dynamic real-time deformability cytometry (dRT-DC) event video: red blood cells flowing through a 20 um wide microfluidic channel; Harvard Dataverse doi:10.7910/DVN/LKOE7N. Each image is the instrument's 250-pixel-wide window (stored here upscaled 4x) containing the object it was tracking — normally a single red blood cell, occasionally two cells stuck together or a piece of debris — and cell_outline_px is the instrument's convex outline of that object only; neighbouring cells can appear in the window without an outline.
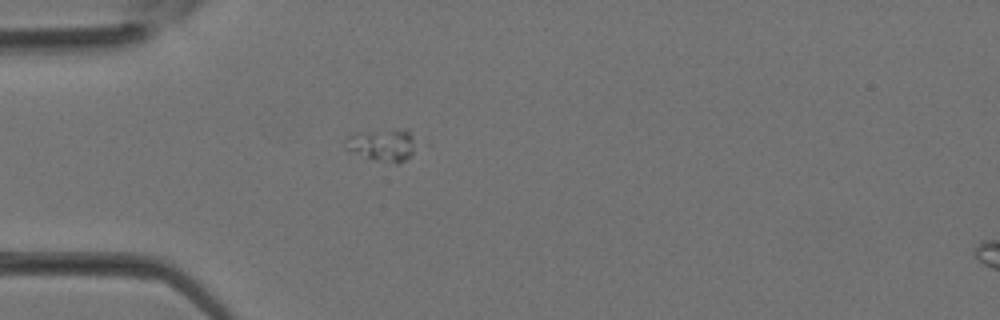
{"species": "Egyptian fruit bat (a non-hibernating species)", "species_latin": "Rousettus aegyptiacus", "temperature_condition": "room temperature", "stored_images_in_passage": 24, "camera_frame_rate_fps": 3000, "um_per_image_px": 0.085, "animal": {"sex": "female"}, "frame": {"image": 1, "passage_image": 1, "time_ms": 0.0, "image_size_px": [1000, 320], "cell_outline_px": [[420, 144], [404, 160], [396, 164], [372, 160], [344, 148], [348, 136], [360, 132], [392, 128], [408, 128]], "centroid_in_image_um": [32.59, 12.29], "position_along_channel_um": 52.4, "area_um2": 13.81}}
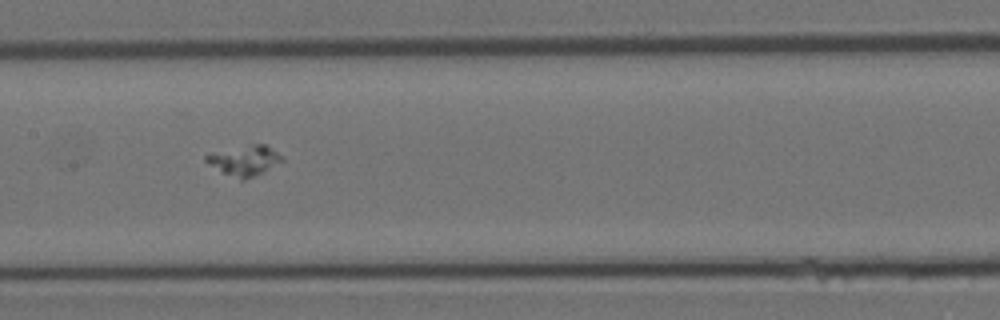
{"frame": {"image": 2, "passage_image": 8, "time_ms": 2.333, "image_size_px": [1000, 320], "cell_outline_px": [[284, 160], [244, 180], [240, 180], [208, 164], [204, 160], [204, 156], [248, 144], [264, 144], [284, 156]], "centroid_in_image_um": [20.8, 13.62], "position_along_channel_um": 186.6, "area_um2": 12.77}}
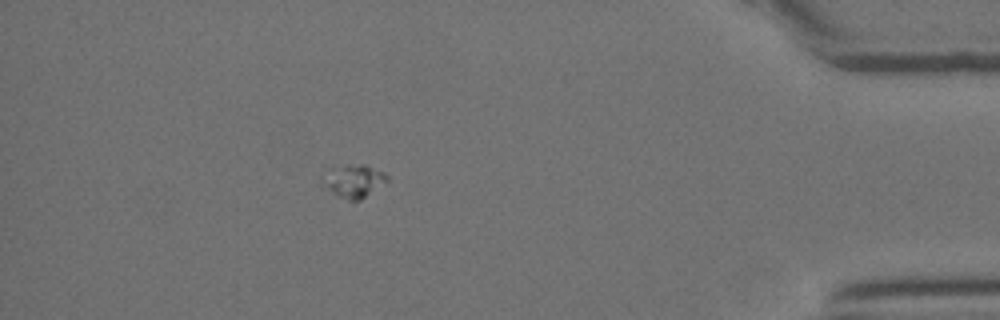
{"frame": {"image": 3, "passage_image": 21, "time_ms": 6.667, "image_size_px": [1000, 320], "cell_outline_px": [[388, 180], [360, 200], [348, 200], [340, 196], [320, 180], [320, 172], [328, 168], [348, 164], [364, 164], [384, 172], [388, 176]], "centroid_in_image_um": [30.02, 15.32], "position_along_channel_um": 405.2, "area_um2": 12.31}}